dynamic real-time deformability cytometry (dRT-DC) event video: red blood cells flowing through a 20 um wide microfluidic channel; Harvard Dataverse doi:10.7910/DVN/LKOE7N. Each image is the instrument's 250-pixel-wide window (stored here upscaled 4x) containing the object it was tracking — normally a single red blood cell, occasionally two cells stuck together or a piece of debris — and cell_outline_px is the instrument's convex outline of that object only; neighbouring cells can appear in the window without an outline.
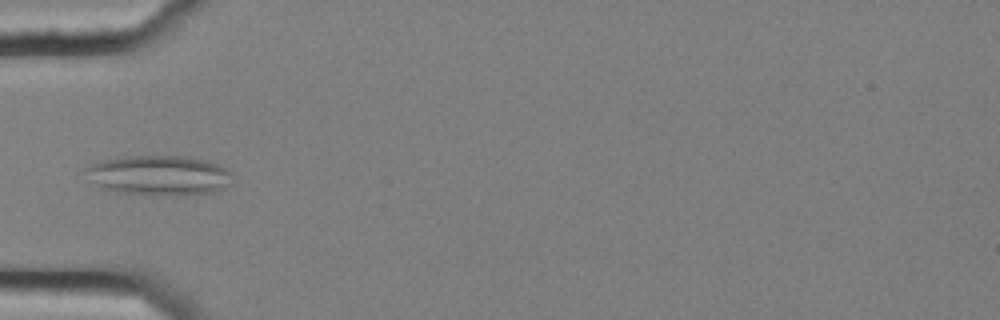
{"species": "common noctule bat (a hibernating species)", "species_latin": "Nyctalus noctula", "temperature_condition": "cold", "stored_images_in_passage": 6, "camera_frame_rate_fps": 3000, "um_per_image_px": 0.085, "animal": {"sex": "female", "body_mass_g": 25.1}, "frame": {"image": 1, "passage_image": 6, "time_ms": 1.667, "image_size_px": [1000, 320], "cell_outline_px": [[232, 184], [220, 192], [184, 196], [152, 196], [120, 192], [104, 188], [96, 184], [84, 168], [92, 164], [104, 160], [132, 156], [184, 156], [208, 160], [220, 164], [232, 172]], "centroid_in_image_um": [13.67, 14.93], "position_along_channel_um": 71.3, "area_um2": 34.68}}